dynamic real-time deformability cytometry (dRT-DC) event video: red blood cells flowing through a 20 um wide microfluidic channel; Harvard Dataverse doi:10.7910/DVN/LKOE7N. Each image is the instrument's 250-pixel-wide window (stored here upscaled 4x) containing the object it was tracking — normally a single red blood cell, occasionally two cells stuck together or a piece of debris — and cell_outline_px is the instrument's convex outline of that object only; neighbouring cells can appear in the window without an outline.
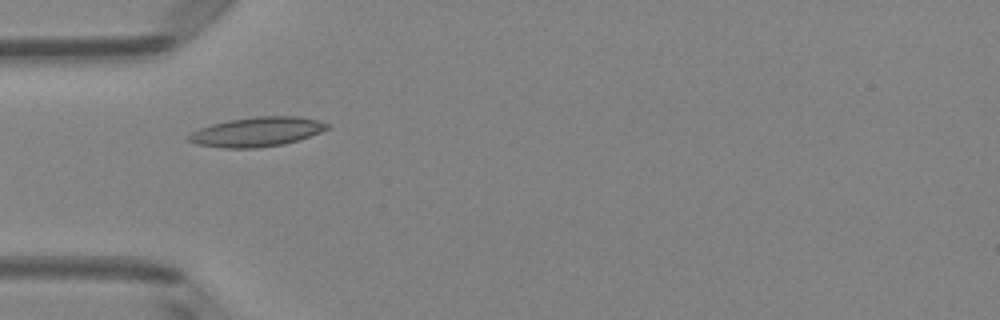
{"species": "Egyptian fruit bat (a non-hibernating species)", "species_latin": "Rousettus aegyptiacus", "temperature_condition": "room temperature", "stored_images_in_passage": 36, "camera_frame_rate_fps": 3000, "um_per_image_px": 0.085, "animal": {"sex": "female"}, "frame": {"image": 1, "passage_image": 1, "time_ms": 0.0, "image_size_px": [1000, 320], "cell_outline_px": [[332, 128], [284, 144], [256, 148], [220, 148], [196, 144], [188, 140], [188, 136], [192, 132], [200, 128], [212, 124], [228, 120], [256, 116], [300, 116], [332, 124]], "centroid_in_image_um": [21.86, 11.2], "position_along_channel_um": 63.1, "area_um2": 23.81}}
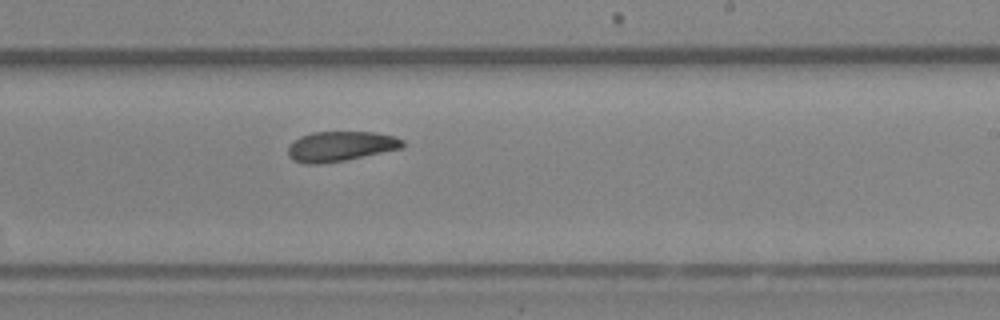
{"frame": {"image": 2, "passage_image": 16, "time_ms": 5.0, "image_size_px": [1000, 320], "cell_outline_px": [[404, 148], [344, 160], [320, 164], [304, 164], [292, 160], [288, 156], [288, 144], [300, 136], [312, 132], [376, 132], [392, 136], [404, 140]], "centroid_in_image_um": [28.91, 12.44], "position_along_channel_um": 260.1, "area_um2": 20.17}}
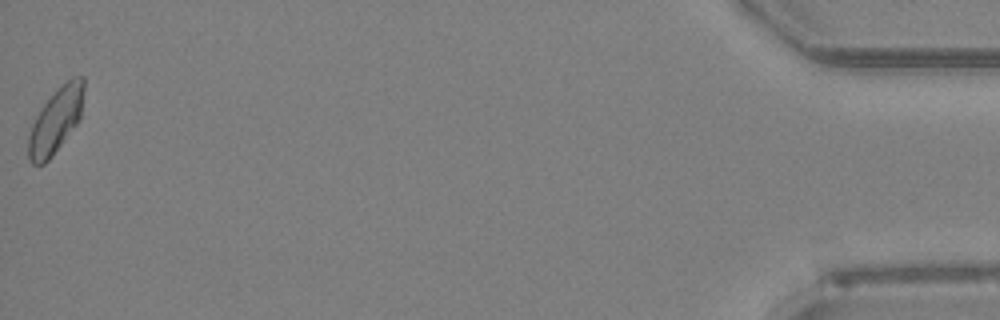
{"frame": {"image": 3, "passage_image": 36, "time_ms": 11.667, "image_size_px": [1000, 320], "cell_outline_px": [[84, 92], [80, 120], [52, 156], [44, 164], [32, 164], [28, 156], [28, 136], [32, 124], [40, 108], [56, 88], [72, 76], [84, 76]], "centroid_in_image_um": [4.75, 10.2], "position_along_channel_um": 430.4, "area_um2": 21.21}, "authors_computed_cell_mechanics": {"area_um2": 20.519, "velocity_mm_per_s": 3.9858, "shape_relaxation_time_tau1_ms": null, "shape_relaxation_time_tau2_ms": 5.8788, "deformation_change_tau1": null, "deformation_change_tau2": 0.1272}}